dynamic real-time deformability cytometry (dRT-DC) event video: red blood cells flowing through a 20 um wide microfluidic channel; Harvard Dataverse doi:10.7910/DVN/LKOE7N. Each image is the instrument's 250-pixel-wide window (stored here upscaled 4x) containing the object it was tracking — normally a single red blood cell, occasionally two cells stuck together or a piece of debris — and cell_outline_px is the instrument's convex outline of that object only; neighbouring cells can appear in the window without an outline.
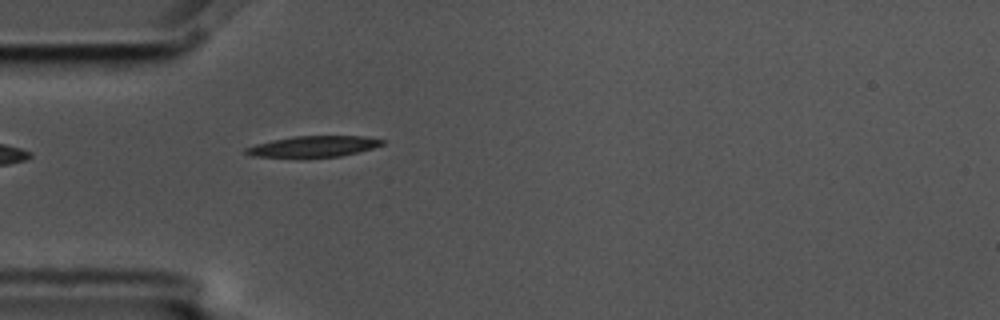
{"species": "common noctule bat (a hibernating species)", "species_latin": "Nyctalus noctula", "temperature_condition": "cold", "stored_images_in_passage": 5, "segment_of_instrument_passage": [2, 2], "camera_frame_rate_fps": 3000, "um_per_image_px": 0.085, "animal": {"sex": "male", "body_mass_g": 17.5, "forearm_length_mm": 52.3}, "frame": {"image": 1, "passage_image": 5, "time_ms": 1.333, "image_size_px": [1000, 320], "cell_outline_px": [[384, 144], [372, 148], [340, 156], [304, 160], [252, 156], [244, 152], [244, 148], [256, 144], [272, 140], [292, 136], [364, 136], [384, 140]], "centroid_in_image_um": [26.55, 12.49], "position_along_channel_um": 58.4, "area_um2": 17.46}}